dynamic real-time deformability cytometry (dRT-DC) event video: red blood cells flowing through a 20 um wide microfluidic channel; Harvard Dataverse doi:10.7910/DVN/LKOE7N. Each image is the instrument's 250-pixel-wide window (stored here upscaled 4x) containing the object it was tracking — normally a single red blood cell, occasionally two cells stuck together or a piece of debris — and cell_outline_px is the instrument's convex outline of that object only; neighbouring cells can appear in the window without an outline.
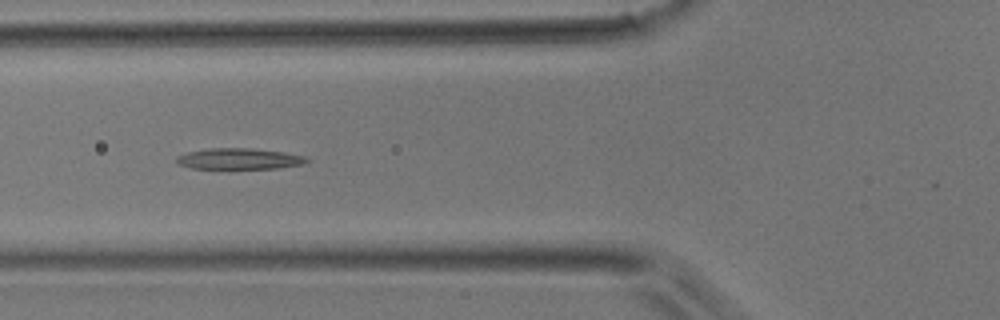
{"species": "common noctule bat (a hibernating species)", "species_latin": "Nyctalus noctula", "temperature_condition": "room temperature", "stored_images_in_passage": 8, "camera_frame_rate_fps": 3000, "um_per_image_px": 0.085, "animal": {"sex": "male", "body_mass_g": 17.9}, "frame": {"image": 1, "passage_image": 6, "time_ms": 1.667, "image_size_px": [1000, 320], "cell_outline_px": [[312, 160], [304, 164], [280, 168], [228, 172], [192, 168], [176, 164], [176, 156], [188, 152], [208, 148], [252, 148], [284, 152], [304, 156]], "centroid_in_image_um": [20.31, 13.56], "position_along_channel_um": 105.5, "area_um2": 17.28}}